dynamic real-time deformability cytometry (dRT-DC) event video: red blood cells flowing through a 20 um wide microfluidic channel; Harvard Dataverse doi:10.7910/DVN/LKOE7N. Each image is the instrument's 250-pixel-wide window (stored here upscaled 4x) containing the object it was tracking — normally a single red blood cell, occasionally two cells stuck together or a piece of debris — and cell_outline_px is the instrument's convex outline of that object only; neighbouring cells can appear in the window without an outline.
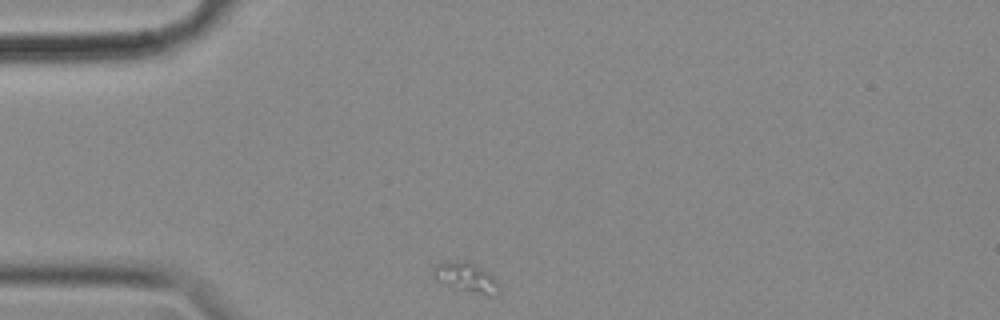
{"species": "common noctule bat (a hibernating species)", "species_latin": "Nyctalus noctula", "temperature_condition": "cold", "stored_images_in_passage": 33, "camera_frame_rate_fps": 3000, "um_per_image_px": 0.085, "animal": {"sex": "female", "body_mass_g": 18.4}, "frame": {"image": 1, "passage_image": 1, "time_ms": 0.0, "image_size_px": [1000, 320], "cell_outline_px": [[500, 284], [496, 296], [492, 296], [448, 284], [436, 280], [432, 276], [432, 272], [436, 264], [464, 260], [468, 260], [476, 264], [488, 272]], "centroid_in_image_um": [39.65, 23.53], "position_along_channel_um": 45.3, "area_um2": 10.87}}